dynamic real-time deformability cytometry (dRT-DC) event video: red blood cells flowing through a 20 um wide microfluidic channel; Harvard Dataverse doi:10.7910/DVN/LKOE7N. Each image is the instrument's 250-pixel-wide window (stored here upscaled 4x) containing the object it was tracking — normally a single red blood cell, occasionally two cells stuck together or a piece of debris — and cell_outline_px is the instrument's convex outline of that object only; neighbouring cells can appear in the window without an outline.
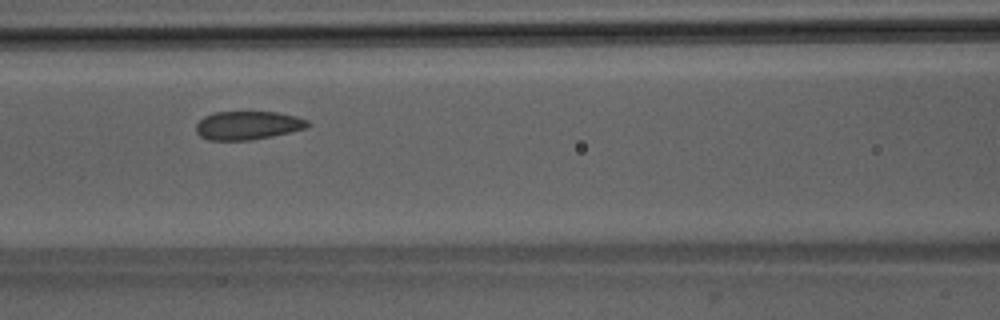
{"species": "Egyptian fruit bat (a non-hibernating species)", "species_latin": "Rousettus aegyptiacus", "temperature_condition": "room temperature", "stored_images_in_passage": 6, "camera_frame_rate_fps": 3000, "um_per_image_px": 0.085, "animal": {"sex": "male"}, "frame": {"image": 1, "passage_image": 4, "time_ms": 3.333, "image_size_px": [1000, 320], "cell_outline_px": [[312, 124], [308, 128], [292, 132], [252, 140], [208, 140], [200, 136], [196, 132], [196, 124], [204, 116], [216, 112], [276, 112], [296, 116], [308, 120]], "centroid_in_image_um": [21.1, 10.66], "position_along_channel_um": 145.5, "area_um2": 18.73}}